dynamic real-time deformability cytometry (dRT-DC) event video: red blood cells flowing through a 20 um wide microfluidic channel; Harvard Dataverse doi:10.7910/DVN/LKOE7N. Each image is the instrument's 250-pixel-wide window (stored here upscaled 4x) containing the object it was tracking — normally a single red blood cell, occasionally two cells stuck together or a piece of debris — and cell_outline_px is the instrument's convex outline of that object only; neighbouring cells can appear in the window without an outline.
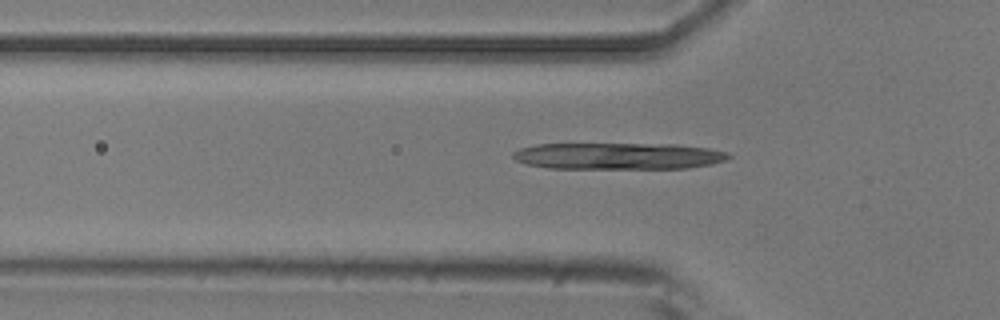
{"species": "common noctule bat (a hibernating species)", "species_latin": "Nyctalus noctula", "temperature_condition": "room temperature", "stored_images_in_passage": 37, "camera_frame_rate_fps": 3000, "um_per_image_px": 0.085, "animal": {"sex": "male", "body_mass_g": 20.5, "forearm_length_mm": 52.5}, "frame": {"image": 1, "passage_image": 8, "time_ms": 2.333, "image_size_px": [1000, 320], "cell_outline_px": [[732, 156], [724, 160], [712, 164], [688, 168], [548, 168], [524, 164], [516, 160], [512, 156], [512, 152], [520, 148], [536, 144], [676, 144], [708, 148], [728, 152]], "centroid_in_image_um": [52.53, 13.26], "position_along_channel_um": 73.3, "area_um2": 33.52}}
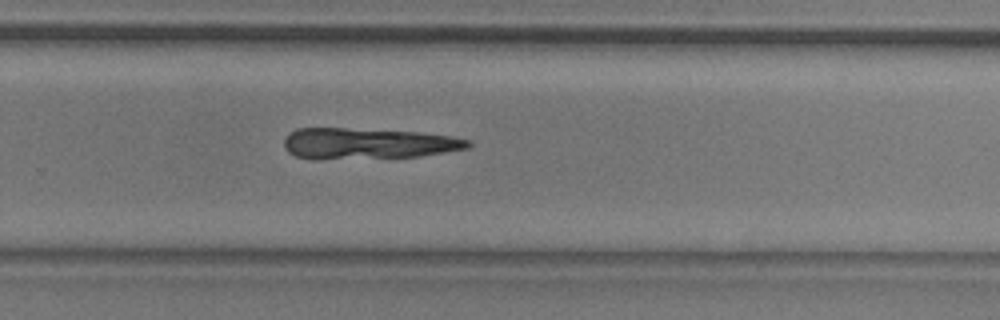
{"frame": {"image": 2, "passage_image": 25, "time_ms": 8.0, "image_size_px": [1000, 320], "cell_outline_px": [[472, 144], [468, 148], [420, 156], [316, 160], [296, 156], [288, 152], [284, 148], [284, 140], [288, 132], [296, 128], [344, 128], [420, 132], [452, 136], [468, 140]], "centroid_in_image_um": [31.2, 12.2], "position_along_channel_um": 298.6, "area_um2": 33.47}}
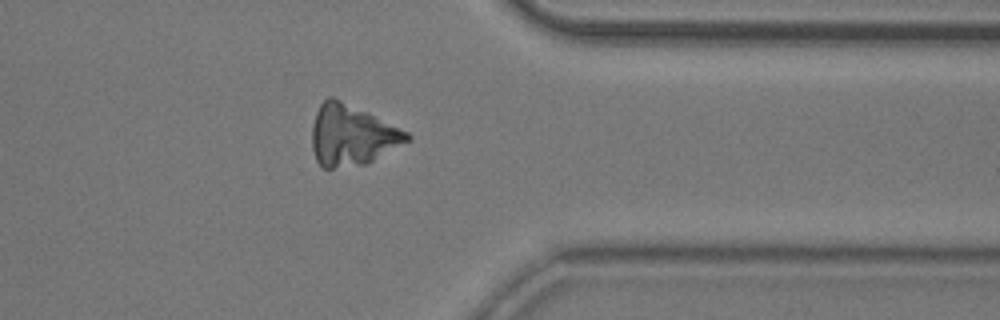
{"frame": {"image": 3, "passage_image": 32, "time_ms": 10.333, "image_size_px": [1000, 320], "cell_outline_px": [[412, 140], [364, 164], [332, 168], [324, 168], [316, 160], [312, 148], [312, 124], [316, 112], [320, 104], [328, 96], [332, 96], [368, 112], [408, 132], [412, 136]], "centroid_in_image_um": [29.9, 11.48], "position_along_channel_um": 381.5, "area_um2": 33.47}}